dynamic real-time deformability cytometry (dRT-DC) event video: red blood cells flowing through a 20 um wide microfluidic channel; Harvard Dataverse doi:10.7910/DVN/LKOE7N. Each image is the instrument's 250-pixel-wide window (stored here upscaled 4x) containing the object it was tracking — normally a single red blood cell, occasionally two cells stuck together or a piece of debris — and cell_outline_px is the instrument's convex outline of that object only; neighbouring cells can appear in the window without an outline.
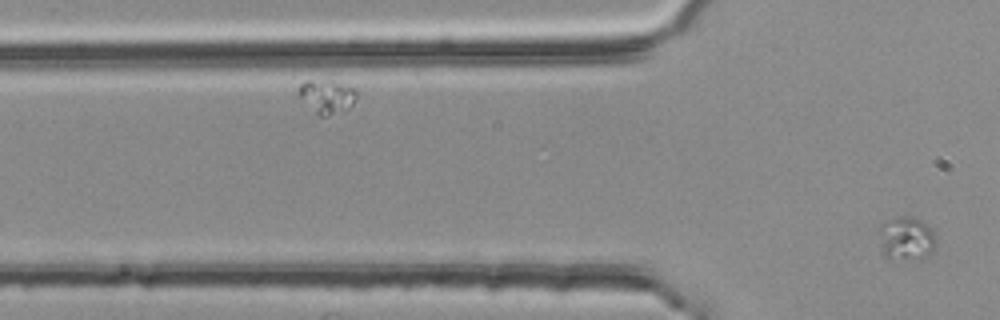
{"species": "common noctule bat (a hibernating species)", "species_latin": "Nyctalus noctula", "temperature_condition": "room temperature", "stored_images_in_passage": 5, "segment_of_instrument_passage": [2, 2], "camera_frame_rate_fps": 3000, "um_per_image_px": 0.085, "animal": {"sex": "female", "body_mass_g": 25.1}, "frame": {"image": 1, "passage_image": 5, "time_ms": 1.333, "image_size_px": [1000, 320], "cell_outline_px": [[936, 244], [928, 256], [920, 260], [888, 260], [884, 256], [880, 232], [880, 224], [884, 220], [896, 216], [904, 216], [920, 220], [928, 224], [936, 236]], "centroid_in_image_um": [77.05, 20.29], "position_along_channel_um": 48.7, "area_um2": 14.85}}